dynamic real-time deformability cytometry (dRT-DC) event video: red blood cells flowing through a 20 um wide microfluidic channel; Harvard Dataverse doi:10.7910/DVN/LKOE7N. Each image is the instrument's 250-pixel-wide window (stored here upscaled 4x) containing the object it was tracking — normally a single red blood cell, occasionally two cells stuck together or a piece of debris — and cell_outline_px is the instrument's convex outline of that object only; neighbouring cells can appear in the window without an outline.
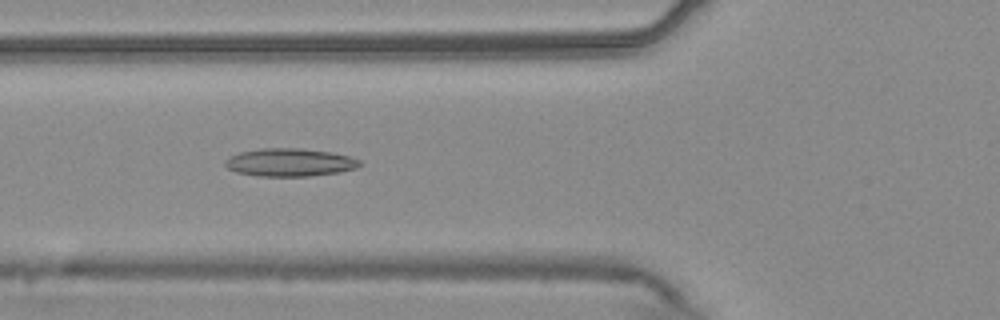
{"species": "common noctule bat (a hibernating species)", "species_latin": "Nyctalus noctula", "temperature_condition": "warm", "stored_images_in_passage": 54, "camera_frame_rate_fps": 3000, "um_per_image_px": 0.085, "animal": {"sex": "male", "body_mass_g": 20.4}, "frame": {"image": 1, "passage_image": 20, "time_ms": 6.333, "image_size_px": [1000, 320], "cell_outline_px": [[364, 164], [356, 168], [340, 172], [308, 176], [260, 176], [236, 172], [228, 168], [224, 164], [224, 160], [240, 152], [260, 148], [300, 148], [328, 152], [348, 156], [360, 160]], "centroid_in_image_um": [24.64, 13.8], "position_along_channel_um": 101.2, "area_um2": 21.85}}
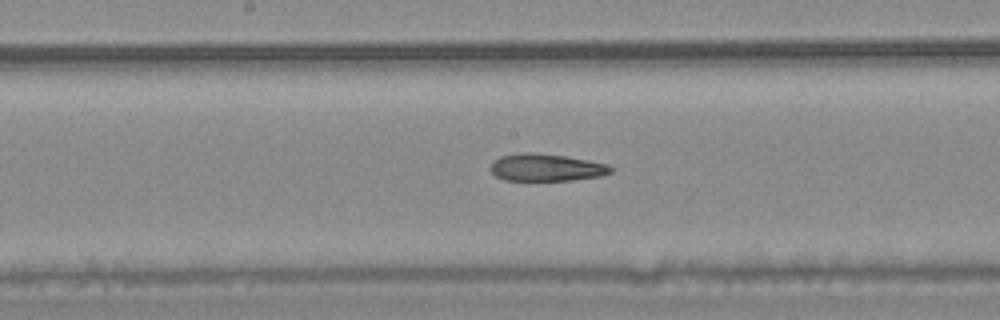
{"frame": {"image": 2, "passage_image": 28, "time_ms": 9.0, "image_size_px": [1000, 320], "cell_outline_px": [[616, 168], [612, 172], [600, 176], [572, 180], [504, 180], [496, 176], [488, 168], [500, 156], [524, 152], [532, 152], [564, 156], [588, 160], [608, 164]], "centroid_in_image_um": [46.46, 14.23], "position_along_channel_um": 201.7, "area_um2": 19.13}}
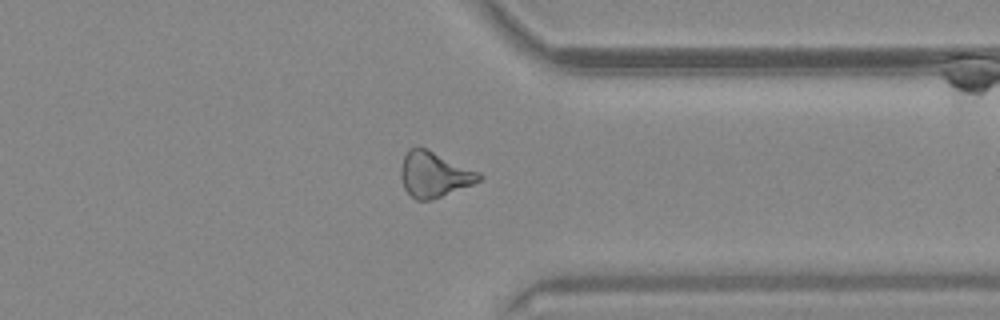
{"frame": {"image": 3, "passage_image": 42, "time_ms": 13.667, "image_size_px": [1000, 320], "cell_outline_px": [[484, 176], [480, 180], [472, 184], [432, 200], [416, 200], [404, 188], [400, 176], [400, 168], [404, 156], [408, 148], [428, 148], [480, 172]], "centroid_in_image_um": [36.9, 14.81], "position_along_channel_um": 374.5, "area_um2": 20.75}, "authors_computed_cell_mechanics": {"area_um2": 20.8369, "velocity_mm_per_s": 3.7583, "shape_relaxation_time_tau1_ms": null, "shape_relaxation_time_tau2_ms": 7.2618, "deformation_change_tau1": null, "deformation_change_tau2": 0.2023}}